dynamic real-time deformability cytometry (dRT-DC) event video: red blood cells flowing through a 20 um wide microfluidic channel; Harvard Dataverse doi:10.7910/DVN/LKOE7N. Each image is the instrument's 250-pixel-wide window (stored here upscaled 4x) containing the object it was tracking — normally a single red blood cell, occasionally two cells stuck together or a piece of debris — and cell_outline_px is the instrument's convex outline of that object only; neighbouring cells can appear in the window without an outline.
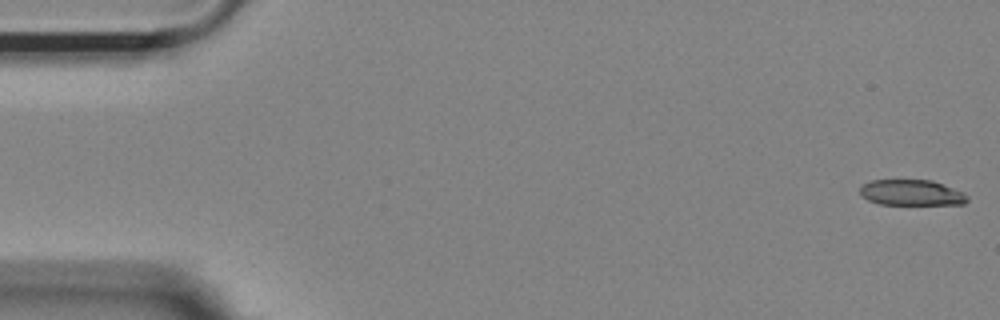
{"species": "Egyptian fruit bat (a non-hibernating species)", "species_latin": "Rousettus aegyptiacus", "temperature_condition": "room temperature", "stored_images_in_passage": 54, "camera_frame_rate_fps": 3000, "um_per_image_px": 0.085, "animal": {"sex": "female"}, "frame": {"image": 1, "passage_image": 1, "time_ms": 0.0, "image_size_px": [1000, 320], "cell_outline_px": [[968, 200], [964, 204], [880, 204], [868, 200], [860, 196], [860, 188], [864, 184], [872, 180], [932, 180], [964, 192], [968, 196]], "centroid_in_image_um": [77.48, 16.37], "position_along_channel_um": 7.5, "area_um2": 16.07}}
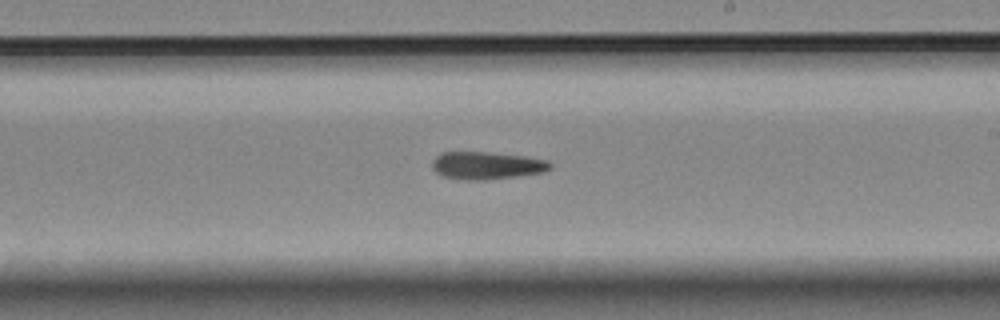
{"frame": {"image": 2, "passage_image": 31, "time_ms": 10.0, "image_size_px": [1000, 320], "cell_outline_px": [[552, 168], [540, 172], [516, 176], [484, 180], [464, 180], [444, 176], [436, 172], [432, 168], [432, 160], [440, 152], [484, 152], [524, 156], [548, 160], [552, 164]], "centroid_in_image_um": [41.34, 14.06], "position_along_channel_um": 247.7, "area_um2": 18.84}}
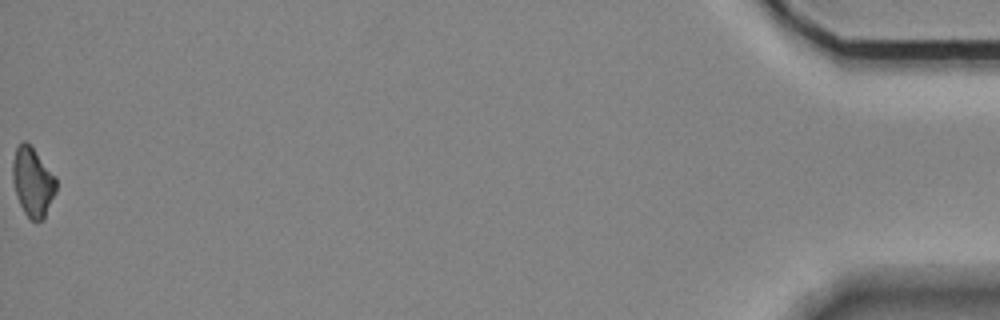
{"frame": {"image": 3, "passage_image": 54, "time_ms": 17.667, "image_size_px": [1000, 320], "cell_outline_px": [[56, 192], [44, 220], [32, 220], [24, 212], [16, 196], [12, 180], [12, 160], [16, 148], [24, 140], [32, 148], [56, 176]], "centroid_in_image_um": [2.78, 15.49], "position_along_channel_um": 432.4, "area_um2": 17.46}}